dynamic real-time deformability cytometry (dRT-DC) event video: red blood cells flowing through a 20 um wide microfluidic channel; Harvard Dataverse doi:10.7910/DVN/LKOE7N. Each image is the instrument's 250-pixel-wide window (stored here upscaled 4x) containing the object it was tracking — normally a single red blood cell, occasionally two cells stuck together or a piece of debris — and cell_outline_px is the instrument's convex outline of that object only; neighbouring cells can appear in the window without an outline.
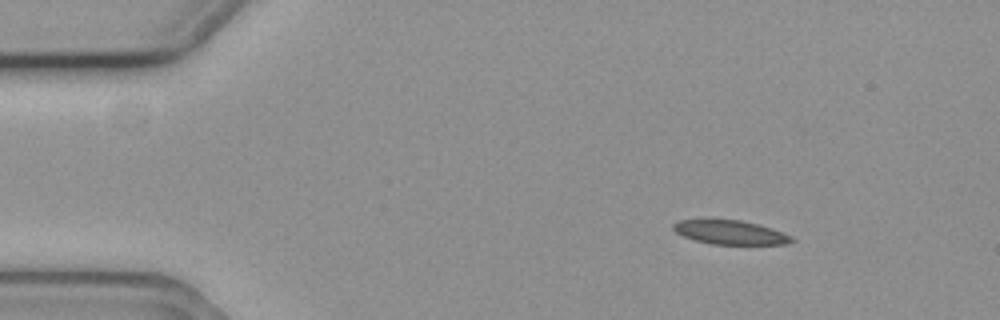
{"species": "common noctule bat (a hibernating species)", "species_latin": "Nyctalus noctula", "temperature_condition": "cold", "stored_images_in_passage": 9, "camera_frame_rate_fps": 3000, "um_per_image_px": 0.085, "animal": {"sex": "female", "body_mass_g": 19.3, "forearm_length_mm": 54.1}, "frame": {"image": 1, "passage_image": 1, "time_ms": 0.0, "image_size_px": [1000, 320], "cell_outline_px": [[796, 240], [788, 244], [712, 244], [696, 240], [684, 236], [676, 232], [672, 228], [672, 224], [680, 220], [704, 216], [708, 216], [740, 220], [772, 228], [792, 236]], "centroid_in_image_um": [62.0, 19.69], "position_along_channel_um": 23.0, "area_um2": 17.28}}
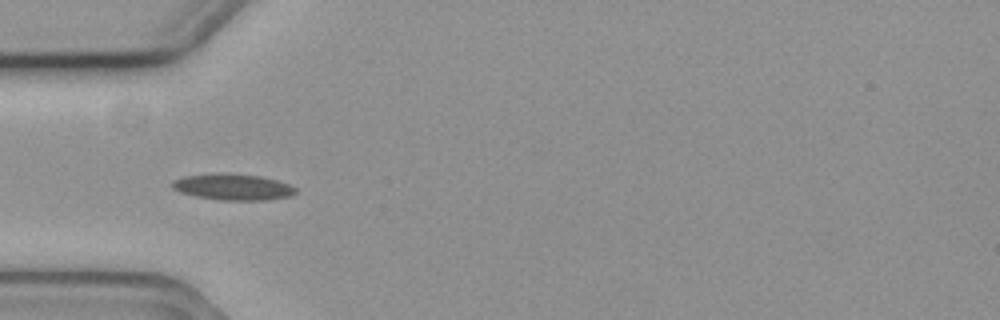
{"frame": {"image": 2, "passage_image": 4, "time_ms": 1.0, "image_size_px": [1000, 320], "cell_outline_px": [[296, 192], [292, 196], [268, 200], [220, 200], [196, 196], [180, 192], [172, 188], [172, 180], [184, 176], [216, 172], [260, 176], [276, 180], [288, 184], [296, 188]], "centroid_in_image_um": [19.78, 15.89], "position_along_channel_um": 65.2, "area_um2": 18.96}}
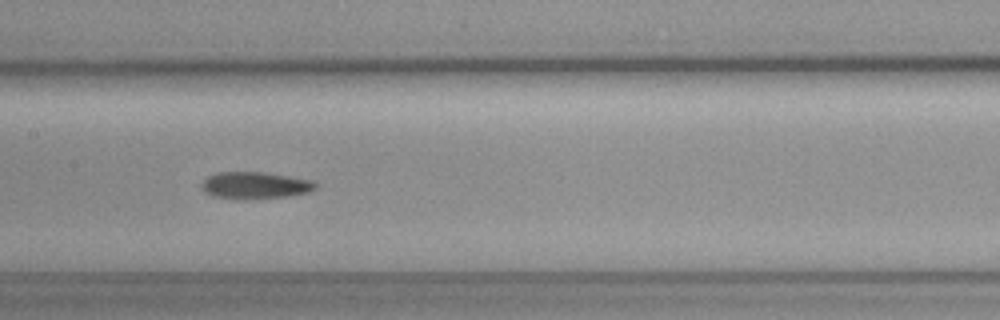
{"frame": {"image": 3, "passage_image": 7, "time_ms": 2.0, "image_size_px": [1000, 320], "cell_outline_px": [[316, 188], [308, 192], [288, 196], [248, 200], [216, 196], [204, 192], [200, 188], [200, 184], [208, 176], [216, 172], [264, 172], [312, 180], [316, 184]], "centroid_in_image_um": [21.65, 15.75], "position_along_channel_um": 185.7, "area_um2": 17.92}}